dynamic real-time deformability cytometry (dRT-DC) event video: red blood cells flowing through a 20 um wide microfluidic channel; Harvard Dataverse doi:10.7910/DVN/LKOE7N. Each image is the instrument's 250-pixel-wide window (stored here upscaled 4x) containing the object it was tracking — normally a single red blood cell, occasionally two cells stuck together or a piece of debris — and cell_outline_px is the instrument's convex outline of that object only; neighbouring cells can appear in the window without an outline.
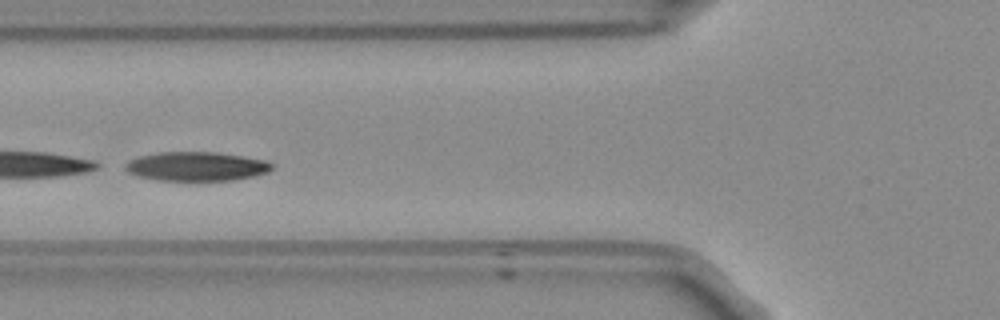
{"species": "Egyptian fruit bat (a non-hibernating species)", "species_latin": "Rousettus aegyptiacus", "temperature_condition": "room temperature", "stored_images_in_passage": 31, "camera_frame_rate_fps": 3000, "um_per_image_px": 0.085, "frame": {"image": 1, "passage_image": 18, "time_ms": 5.667, "image_size_px": [1000, 320], "cell_outline_px": [[276, 164], [268, 172], [256, 176], [232, 180], [156, 180], [136, 176], [128, 172], [124, 168], [124, 164], [128, 160], [136, 156], [160, 152], [216, 152], [244, 156], [264, 160]], "centroid_in_image_um": [16.68, 14.14], "position_along_channel_um": 109.1, "area_um2": 25.14}}